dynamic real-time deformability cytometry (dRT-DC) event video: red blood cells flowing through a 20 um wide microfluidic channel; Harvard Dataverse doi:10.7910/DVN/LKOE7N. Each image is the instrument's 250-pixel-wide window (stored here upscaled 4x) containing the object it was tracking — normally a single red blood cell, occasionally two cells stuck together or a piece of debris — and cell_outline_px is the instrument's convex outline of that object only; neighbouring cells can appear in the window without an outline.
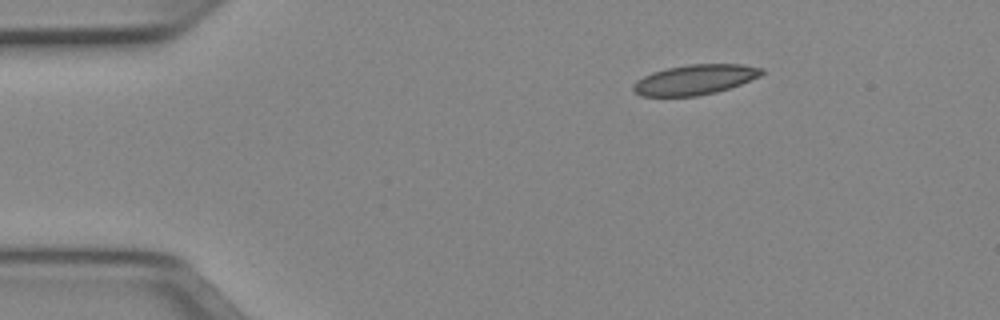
{"species": "Egyptian fruit bat (a non-hibernating species)", "species_latin": "Rousettus aegyptiacus", "temperature_condition": "cold", "stored_images_in_passage": 44, "camera_frame_rate_fps": 3000, "um_per_image_px": 0.085, "animal": {"sex": "female"}, "frame": {"image": 1, "passage_image": 1, "time_ms": 0.0, "image_size_px": [1000, 320], "cell_outline_px": [[764, 72], [760, 76], [740, 84], [716, 92], [696, 96], [640, 96], [632, 88], [632, 84], [636, 80], [652, 72], [668, 68], [688, 64], [740, 64], [764, 68]], "centroid_in_image_um": [59.05, 6.76], "position_along_channel_um": 25.9, "area_um2": 22.43}}
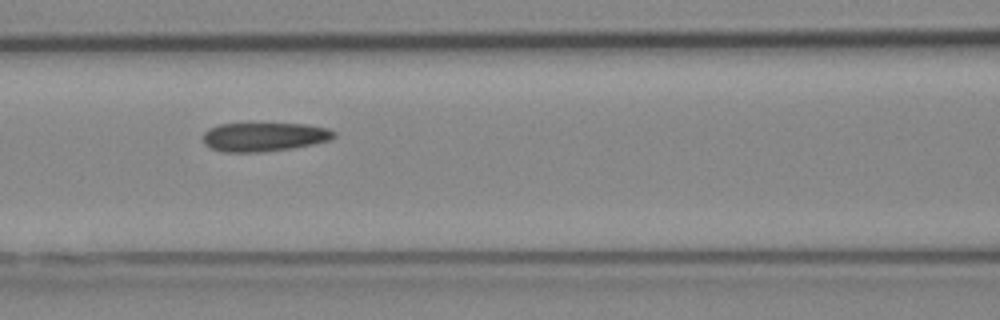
{"frame": {"image": 2, "passage_image": 15, "time_ms": 4.667, "image_size_px": [1000, 320], "cell_outline_px": [[336, 136], [332, 140], [292, 148], [260, 152], [224, 152], [212, 148], [204, 144], [204, 132], [208, 128], [220, 124], [308, 124], [328, 128], [336, 132]], "centroid_in_image_um": [22.49, 11.63], "position_along_channel_um": 144.1, "area_um2": 22.02}}
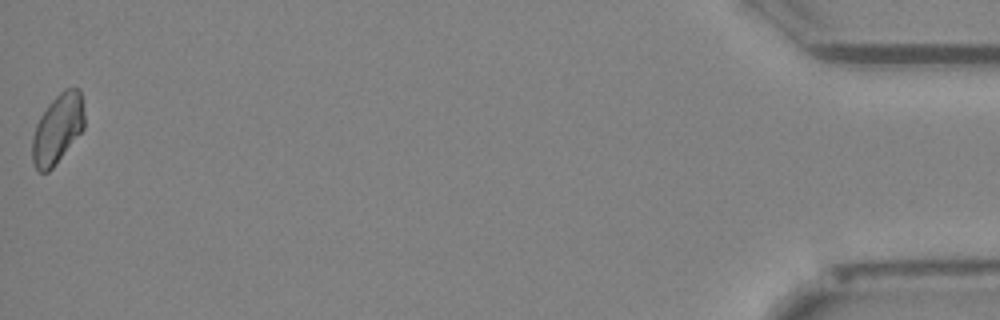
{"frame": {"image": 3, "passage_image": 44, "time_ms": 14.333, "image_size_px": [1000, 320], "cell_outline_px": [[84, 128], [52, 168], [48, 172], [40, 172], [36, 168], [32, 160], [32, 136], [36, 124], [40, 116], [48, 104], [64, 88], [80, 88], [84, 112]], "centroid_in_image_um": [4.89, 10.93], "position_along_channel_um": 430.3, "area_um2": 20.98}, "authors_computed_cell_mechanics": {"area_um2": 22.3686, "velocity_mm_per_s": 3.943, "shape_relaxation_time_tau1_ms": null, "shape_relaxation_time_tau2_ms": 3.8992, "deformation_change_tau1": null, "deformation_change_tau2": 0.1045}}